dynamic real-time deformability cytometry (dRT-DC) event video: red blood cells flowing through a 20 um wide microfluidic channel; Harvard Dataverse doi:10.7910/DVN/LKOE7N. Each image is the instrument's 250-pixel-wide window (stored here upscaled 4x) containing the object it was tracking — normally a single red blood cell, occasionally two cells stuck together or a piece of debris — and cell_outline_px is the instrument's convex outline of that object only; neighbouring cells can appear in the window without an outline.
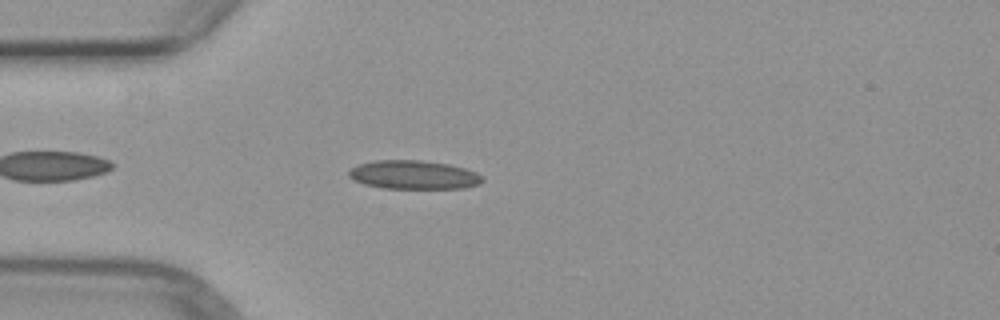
{"species": "common noctule bat (a hibernating species)", "species_latin": "Nyctalus noctula", "temperature_condition": "warm", "stored_images_in_passage": 4, "camera_frame_rate_fps": 3000, "um_per_image_px": 0.085, "animal": {"sex": "female", "body_mass_g": 29.2, "forearm_length_mm": 56.3}, "frame": {"image": 1, "passage_image": 4, "time_ms": 3.667, "image_size_px": [1000, 320], "cell_outline_px": [[484, 180], [480, 184], [464, 188], [380, 188], [364, 184], [348, 176], [348, 168], [360, 164], [376, 160], [420, 160], [448, 164], [464, 168], [476, 172], [484, 176]], "centroid_in_image_um": [35.17, 14.86], "position_along_channel_um": 49.8, "area_um2": 22.43}}